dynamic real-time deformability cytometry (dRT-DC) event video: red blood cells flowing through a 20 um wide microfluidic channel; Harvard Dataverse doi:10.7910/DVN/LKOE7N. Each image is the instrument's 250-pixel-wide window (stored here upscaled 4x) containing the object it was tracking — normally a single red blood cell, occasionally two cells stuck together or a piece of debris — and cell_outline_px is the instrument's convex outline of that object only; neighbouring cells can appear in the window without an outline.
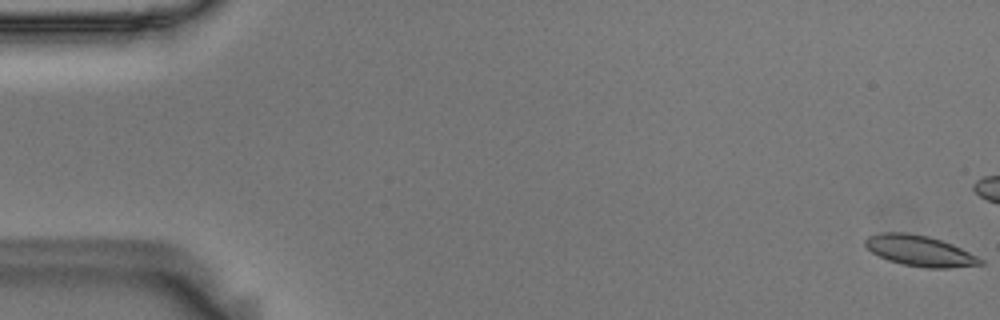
{"species": "Egyptian fruit bat (a non-hibernating species)", "species_latin": "Rousettus aegyptiacus", "temperature_condition": "room temperature", "stored_images_in_passage": 18, "camera_frame_rate_fps": 3000, "um_per_image_px": 0.085, "animal": {"sex": "male"}, "frame": {"image": 1, "passage_image": 1, "time_ms": 0.0, "image_size_px": [1000, 320], "cell_outline_px": [[984, 264], [948, 268], [928, 268], [904, 264], [888, 260], [872, 252], [864, 244], [864, 240], [868, 236], [880, 232], [904, 232], [928, 236], [952, 244], [984, 260]], "centroid_in_image_um": [78.16, 21.31], "position_along_channel_um": 6.8, "area_um2": 20.4}}